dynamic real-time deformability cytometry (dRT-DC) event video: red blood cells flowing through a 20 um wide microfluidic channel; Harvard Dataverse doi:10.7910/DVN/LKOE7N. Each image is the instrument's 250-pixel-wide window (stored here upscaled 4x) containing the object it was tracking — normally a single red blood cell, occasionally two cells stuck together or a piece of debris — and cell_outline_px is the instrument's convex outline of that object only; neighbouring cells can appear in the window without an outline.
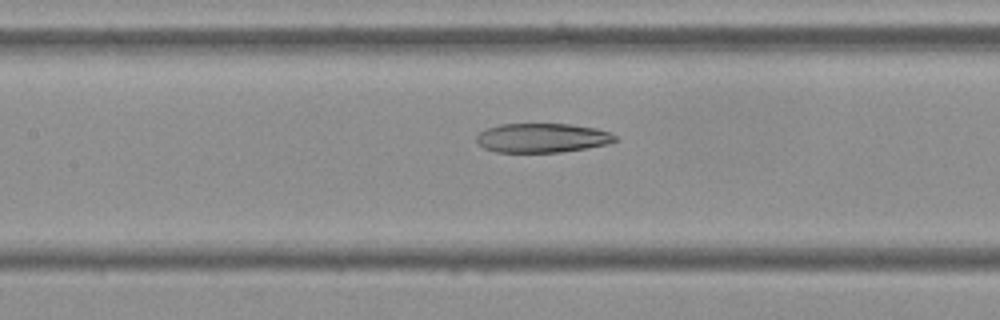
{"species": "Egyptian fruit bat (a non-hibernating species)", "species_latin": "Rousettus aegyptiacus", "temperature_condition": "cold", "stored_images_in_passage": 55, "camera_frame_rate_fps": 3000, "um_per_image_px": 0.085, "frame": {"image": 1, "passage_image": 25, "time_ms": 8.0, "image_size_px": [1000, 320], "cell_outline_px": [[620, 140], [608, 144], [560, 152], [496, 152], [484, 148], [476, 140], [476, 136], [480, 132], [488, 128], [500, 124], [568, 124], [596, 128], [608, 132], [616, 136]], "centroid_in_image_um": [46.1, 11.72], "position_along_channel_um": 161.3, "area_um2": 23.52}}
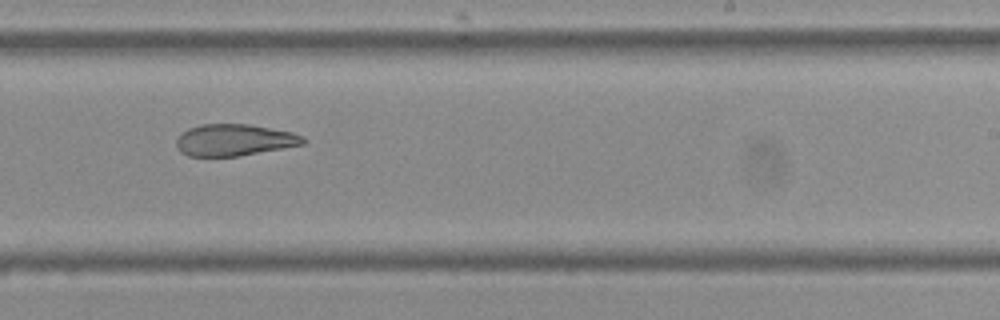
{"frame": {"image": 2, "passage_image": 34, "time_ms": 11.0, "image_size_px": [1000, 320], "cell_outline_px": [[308, 140], [304, 144], [284, 148], [240, 156], [188, 156], [180, 152], [176, 144], [176, 140], [188, 128], [200, 124], [248, 124], [292, 132]], "centroid_in_image_um": [19.91, 11.9], "position_along_channel_um": 269.1, "area_um2": 23.35}}
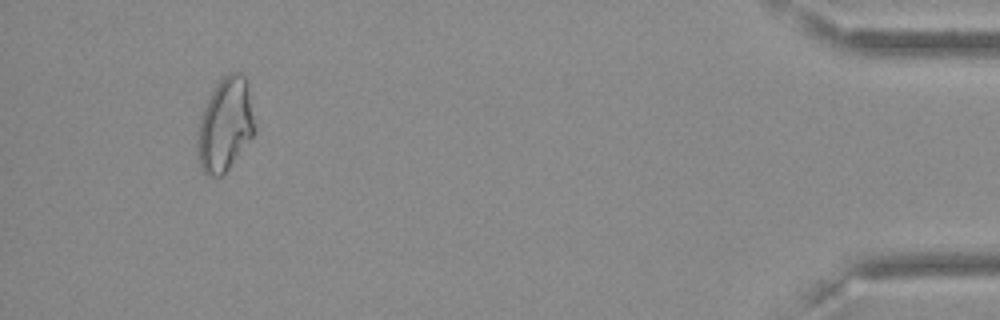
{"frame": {"image": 3, "passage_image": 52, "time_ms": 17.0, "image_size_px": [1000, 320], "cell_outline_px": [[256, 128], [252, 136], [224, 176], [208, 176], [200, 168], [196, 152], [196, 144], [200, 116], [216, 84], [228, 72], [240, 72], [244, 76], [256, 124]], "centroid_in_image_um": [19.12, 10.65], "position_along_channel_um": 416.1, "area_um2": 31.15}, "authors_computed_cell_mechanics": {"area_um2": 28.611, "velocity_mm_per_s": 3.6059, "shape_relaxation_time_tau1_ms": null, "shape_relaxation_time_tau2_ms": 3.7997, "deformation_change_tau1": null, "deformation_change_tau2": 0.1173}}